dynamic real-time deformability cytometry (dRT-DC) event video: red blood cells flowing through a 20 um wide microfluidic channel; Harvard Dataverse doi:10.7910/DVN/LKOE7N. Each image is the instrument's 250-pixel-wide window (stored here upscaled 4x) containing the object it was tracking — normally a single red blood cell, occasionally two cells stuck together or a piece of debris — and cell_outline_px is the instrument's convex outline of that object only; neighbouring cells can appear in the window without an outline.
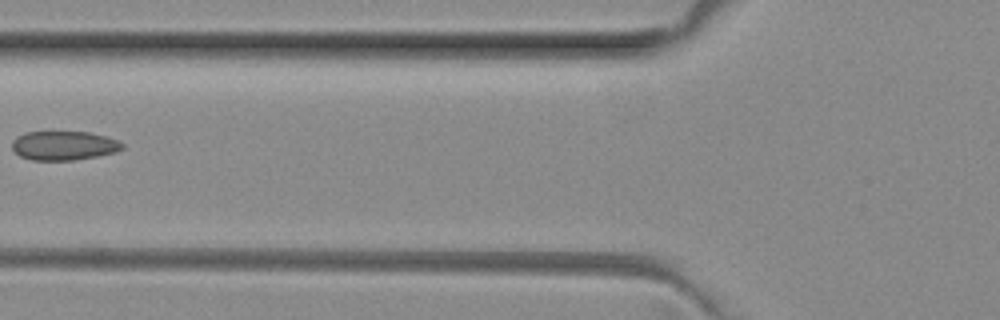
{"species": "common noctule bat (a hibernating species)", "species_latin": "Nyctalus noctula", "temperature_condition": "room temperature", "stored_images_in_passage": 5, "camera_frame_rate_fps": 3000, "um_per_image_px": 0.085, "animal": {"sex": "female", "body_mass_g": 29.2, "forearm_length_mm": 56.3}, "frame": {"image": 1, "passage_image": 5, "time_ms": 1.333, "image_size_px": [1000, 320], "cell_outline_px": [[124, 148], [116, 152], [96, 156], [72, 160], [32, 160], [20, 156], [12, 148], [12, 140], [16, 136], [24, 132], [88, 132], [104, 136], [116, 140], [124, 144]], "centroid_in_image_um": [5.4, 12.37], "position_along_channel_um": 120.4, "area_um2": 18.61}}